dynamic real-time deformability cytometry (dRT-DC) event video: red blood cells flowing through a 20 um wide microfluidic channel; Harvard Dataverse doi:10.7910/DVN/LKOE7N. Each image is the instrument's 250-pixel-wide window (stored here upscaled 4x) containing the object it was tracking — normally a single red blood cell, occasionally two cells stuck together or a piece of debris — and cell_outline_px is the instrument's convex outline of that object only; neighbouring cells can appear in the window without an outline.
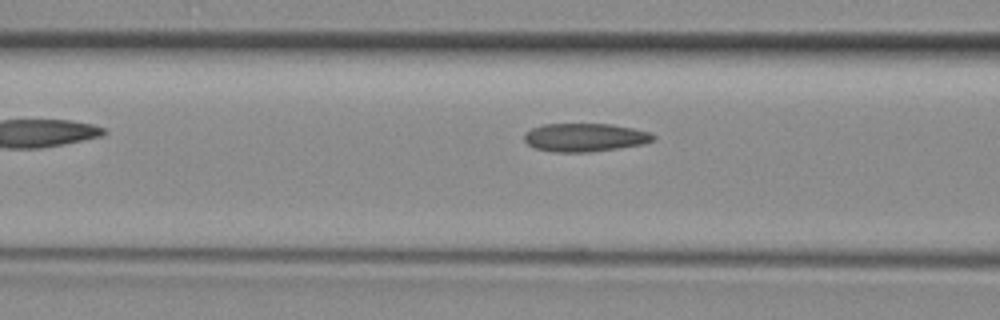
{"species": "common noctule bat (a hibernating species)", "species_latin": "Nyctalus noctula", "temperature_condition": "room temperature", "stored_images_in_passage": 21, "camera_frame_rate_fps": 3000, "um_per_image_px": 0.085, "animal": {"sex": "female", "body_mass_g": 29.2, "forearm_length_mm": 56.3}, "frame": {"image": 1, "passage_image": 4, "time_ms": 1.0, "image_size_px": [1000, 320], "cell_outline_px": [[656, 140], [644, 144], [588, 152], [552, 152], [532, 148], [524, 140], [524, 132], [532, 128], [544, 124], [612, 124], [652, 132], [656, 136]], "centroid_in_image_um": [49.72, 11.68], "position_along_channel_um": 116.9, "area_um2": 21.5}}
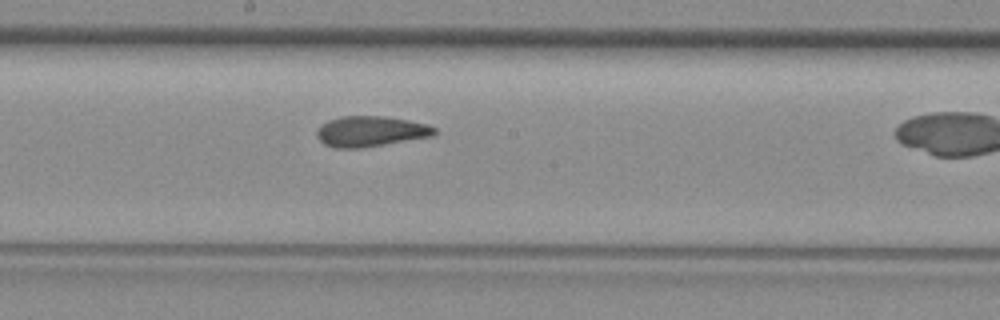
{"frame": {"image": 2, "passage_image": 11, "time_ms": 3.333, "image_size_px": [1000, 320], "cell_outline_px": [[436, 132], [432, 136], [360, 148], [332, 148], [324, 144], [316, 136], [316, 132], [328, 120], [340, 116], [384, 116], [408, 120], [428, 124], [436, 128]], "centroid_in_image_um": [31.49, 11.16], "position_along_channel_um": 216.7, "area_um2": 20.81}}
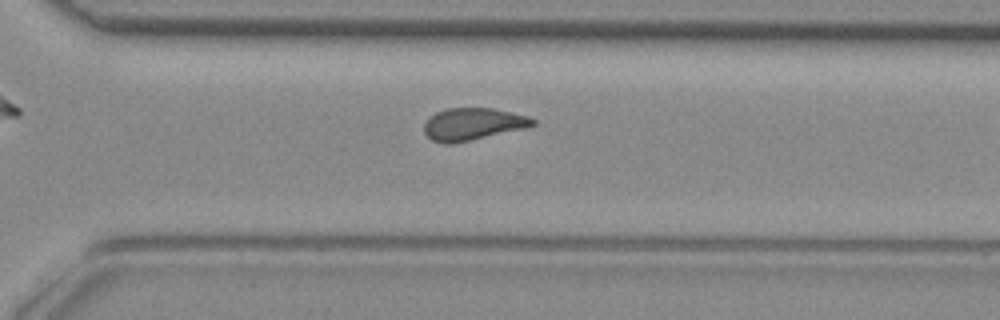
{"frame": {"image": 3, "passage_image": 19, "time_ms": 6.0, "image_size_px": [1000, 320], "cell_outline_px": [[536, 124], [524, 128], [452, 144], [444, 144], [432, 140], [424, 132], [424, 124], [436, 112], [448, 108], [492, 108], [512, 112], [528, 116], [536, 120]], "centroid_in_image_um": [40.19, 10.54], "position_along_channel_um": 330.4, "area_um2": 20.17}}